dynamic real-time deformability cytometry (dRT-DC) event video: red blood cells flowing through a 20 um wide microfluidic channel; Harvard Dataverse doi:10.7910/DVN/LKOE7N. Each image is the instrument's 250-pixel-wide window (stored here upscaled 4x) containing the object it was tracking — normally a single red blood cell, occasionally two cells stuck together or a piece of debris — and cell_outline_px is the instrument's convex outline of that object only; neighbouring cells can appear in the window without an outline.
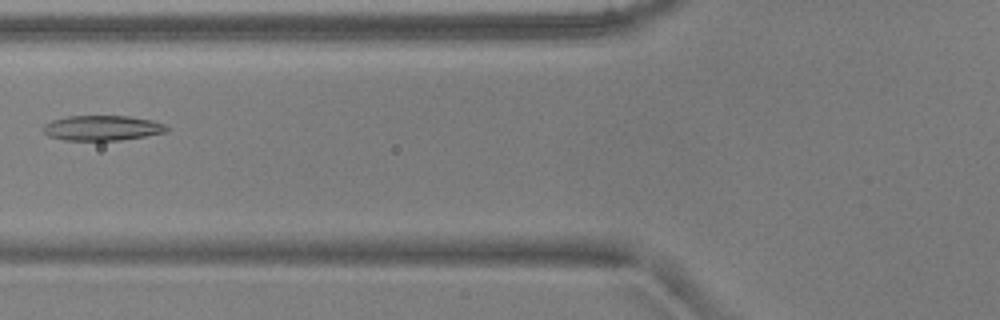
{"species": "common noctule bat (a hibernating species)", "species_latin": "Nyctalus noctula", "temperature_condition": "warm", "stored_images_in_passage": 6, "camera_frame_rate_fps": 3000, "um_per_image_px": 0.085, "animal": {"sex": "male", "body_mass_g": 17.9, "forearm_length_mm": 54.2}, "frame": {"image": 1, "passage_image": 5, "time_ms": 1.333, "image_size_px": [1000, 320], "cell_outline_px": [[168, 132], [120, 140], [64, 140], [48, 136], [44, 132], [44, 124], [52, 120], [68, 116], [128, 116], [152, 120], [164, 124], [168, 128]], "centroid_in_image_um": [8.69, 10.87], "position_along_channel_um": 117.1, "area_um2": 17.98}}
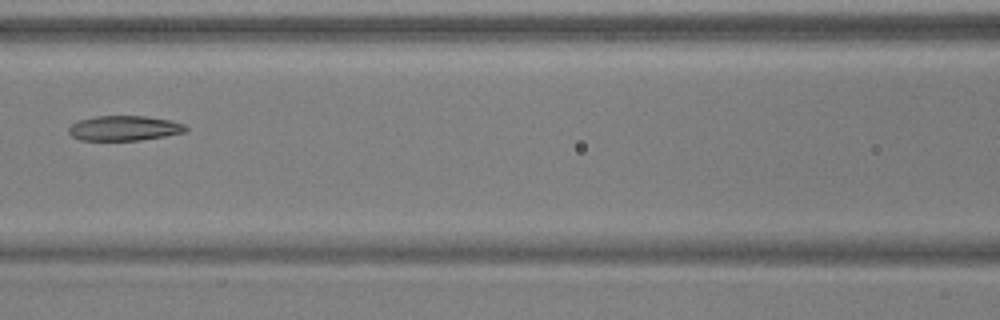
{"frame": {"image": 2, "passage_image": 6, "time_ms": 1.667, "image_size_px": [1000, 320], "cell_outline_px": [[188, 128], [184, 132], [164, 136], [140, 140], [80, 140], [72, 136], [68, 132], [68, 128], [72, 124], [80, 120], [96, 116], [144, 116], [172, 120], [184, 124]], "centroid_in_image_um": [10.56, 10.89], "position_along_channel_um": 156.0, "area_um2": 16.94}}